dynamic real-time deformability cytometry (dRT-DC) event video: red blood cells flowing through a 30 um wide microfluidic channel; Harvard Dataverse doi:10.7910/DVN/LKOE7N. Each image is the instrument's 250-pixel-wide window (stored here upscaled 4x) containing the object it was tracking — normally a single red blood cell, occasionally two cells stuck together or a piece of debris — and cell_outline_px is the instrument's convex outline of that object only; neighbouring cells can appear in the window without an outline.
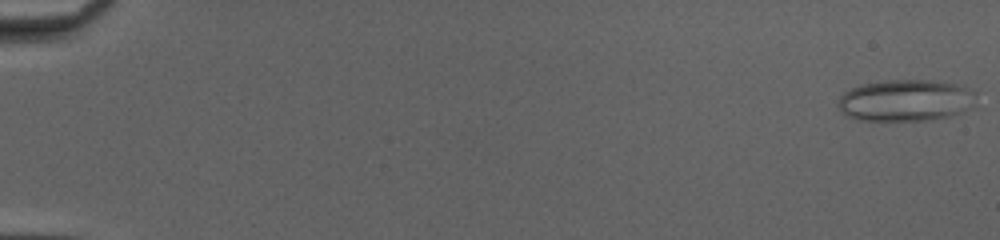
{"species": "common noctule bat (a hibernating species)", "species_latin": "Nyctalus noctula", "temperature_condition": "cold", "stored_images_in_passage": 30, "camera_frame_rate_fps": 3000, "um_per_image_px": 0.085, "animal": {"sex": "female", "body_mass_g": 20.0, "forearm_length_mm": 54.0}, "frame": {"image": 1, "passage_image": 1, "time_ms": 0.0, "image_size_px": [1000, 240], "cell_outline_px": [[976, 104], [964, 112], [948, 116], [928, 120], [860, 120], [848, 116], [840, 112], [836, 104], [840, 96], [844, 92], [860, 84], [884, 80], [932, 80], [964, 84], [976, 92]], "centroid_in_image_um": [77.02, 8.52], "position_along_channel_um": 8.0, "area_um2": 34.16}}
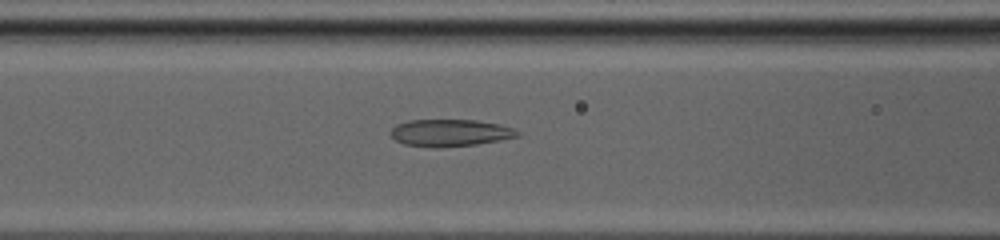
{"frame": {"image": 2, "passage_image": 23, "time_ms": 7.333, "image_size_px": [1000, 240], "cell_outline_px": [[520, 136], [500, 140], [476, 144], [440, 148], [436, 148], [404, 144], [396, 140], [388, 132], [396, 124], [408, 120], [476, 120], [500, 124], [512, 128], [520, 132]], "centroid_in_image_um": [38.24, 11.29], "position_along_channel_um": 128.4, "area_um2": 20.11}}
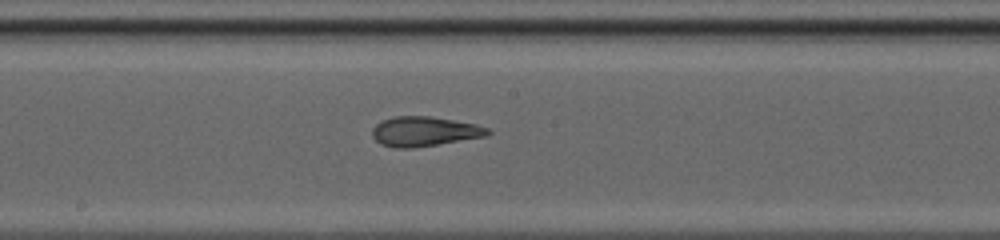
{"frame": {"image": 3, "passage_image": 29, "time_ms": 9.333, "image_size_px": [1000, 240], "cell_outline_px": [[492, 132], [488, 136], [412, 148], [396, 148], [380, 144], [372, 136], [372, 128], [380, 120], [396, 116], [432, 116], [476, 124], [488, 128]], "centroid_in_image_um": [36.06, 11.16], "position_along_channel_um": 212.1, "area_um2": 20.11}}